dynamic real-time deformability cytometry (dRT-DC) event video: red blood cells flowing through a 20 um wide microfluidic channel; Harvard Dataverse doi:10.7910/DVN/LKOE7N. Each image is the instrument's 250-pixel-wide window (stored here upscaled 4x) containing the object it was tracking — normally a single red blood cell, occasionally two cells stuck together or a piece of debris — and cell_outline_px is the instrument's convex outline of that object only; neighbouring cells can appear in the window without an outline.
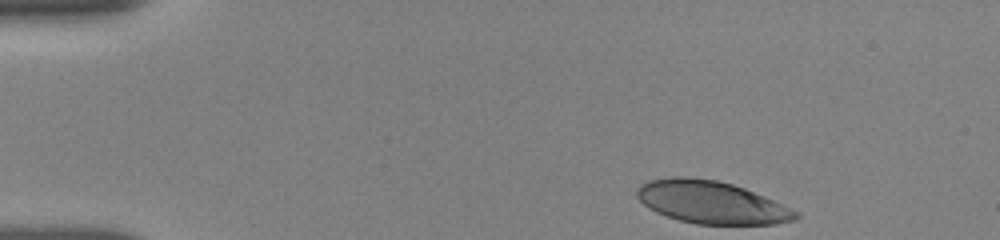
{"species": "human", "species_latin": "Homo sapiens", "temperature_condition": "room temperature", "stored_images_in_passage": 21, "camera_frame_rate_fps": 3000, "um_per_image_px": 0.085, "donor": {"sex": "female"}, "frame": {"image": 1, "passage_image": 1, "time_ms": 0.0, "image_size_px": [1000, 240], "cell_outline_px": [[800, 216], [796, 220], [776, 224], [696, 224], [680, 220], [656, 212], [648, 208], [636, 196], [636, 188], [640, 184], [648, 180], [672, 176], [688, 176], [716, 180], [732, 184], [744, 188], [764, 196], [800, 212]], "centroid_in_image_um": [60.46, 17.19], "position_along_channel_um": 24.5, "area_um2": 39.54}}
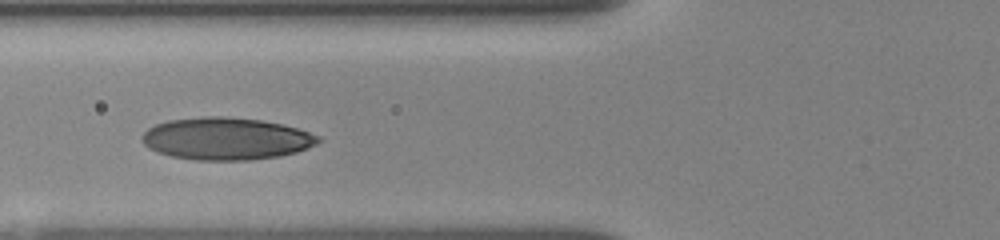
{"frame": {"image": 2, "passage_image": 12, "time_ms": 4.333, "image_size_px": [1000, 240], "cell_outline_px": [[320, 140], [316, 144], [308, 148], [296, 152], [280, 156], [248, 160], [196, 160], [172, 156], [156, 152], [148, 148], [144, 144], [140, 136], [148, 128], [156, 124], [168, 120], [200, 116], [228, 116], [260, 120], [280, 124], [296, 128], [320, 136]], "centroid_in_image_um": [19.18, 11.78], "position_along_channel_um": 106.6, "area_um2": 43.52}}
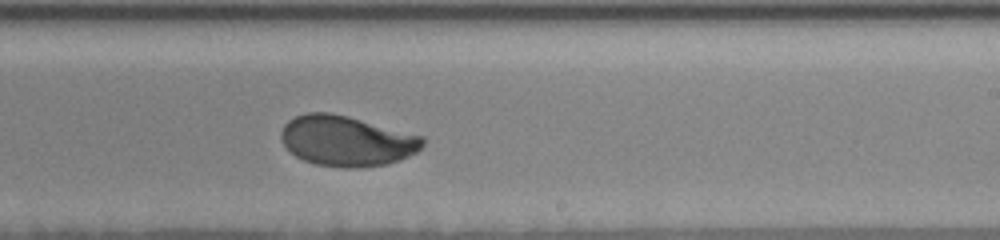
{"frame": {"image": 3, "passage_image": 20, "time_ms": 8.333, "image_size_px": [1000, 240], "cell_outline_px": [[424, 144], [416, 152], [400, 160], [388, 164], [360, 168], [344, 168], [316, 164], [304, 160], [296, 156], [284, 144], [280, 136], [280, 132], [284, 124], [288, 120], [296, 116], [308, 112], [328, 112], [348, 116], [424, 136]], "centroid_in_image_um": [29.47, 11.98], "position_along_channel_um": 259.5, "area_um2": 41.67}}